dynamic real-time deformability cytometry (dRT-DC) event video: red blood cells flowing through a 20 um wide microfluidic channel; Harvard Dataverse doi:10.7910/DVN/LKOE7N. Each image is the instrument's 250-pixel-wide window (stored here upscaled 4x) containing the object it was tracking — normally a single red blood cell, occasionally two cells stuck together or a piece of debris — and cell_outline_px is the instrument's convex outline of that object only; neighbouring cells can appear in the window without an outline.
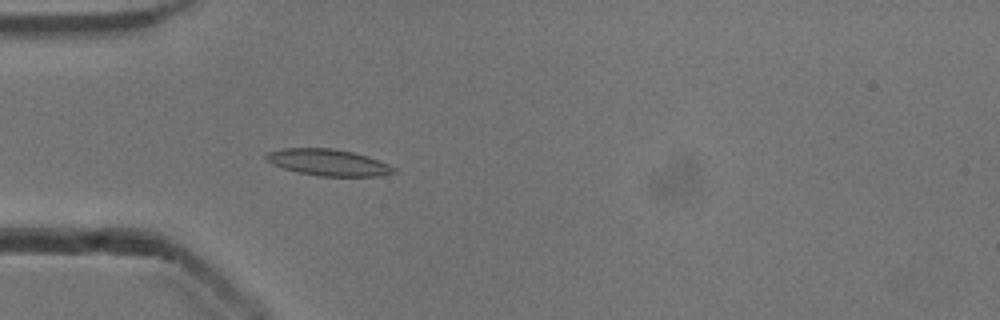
{"species": "common noctule bat (a hibernating species)", "species_latin": "Nyctalus noctula", "temperature_condition": "cold", "stored_images_in_passage": 39, "camera_frame_rate_fps": 3000, "um_per_image_px": 0.085, "animal": {"sex": "male", "body_mass_g": 13.3}, "frame": {"image": 1, "passage_image": 2, "time_ms": 0.333, "image_size_px": [1000, 320], "cell_outline_px": [[400, 172], [376, 176], [320, 176], [300, 172], [284, 168], [272, 164], [264, 156], [268, 152], [284, 148], [332, 148], [352, 152], [368, 156], [388, 164], [396, 168]], "centroid_in_image_um": [27.94, 13.8], "position_along_channel_um": 57.1, "area_um2": 19.59}}
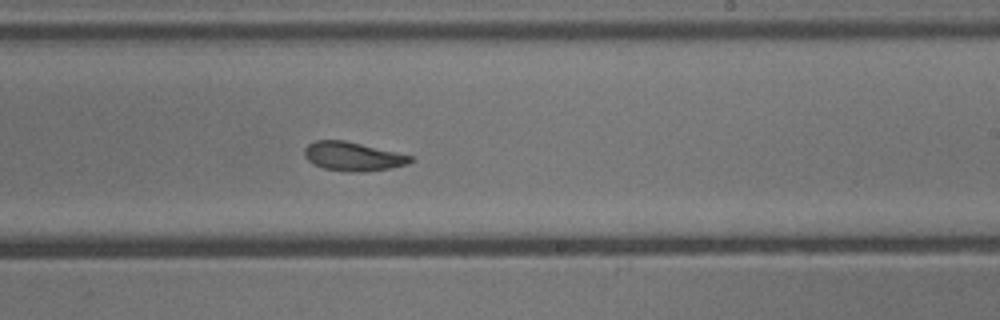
{"frame": {"image": 2, "passage_image": 18, "time_ms": 5.667, "image_size_px": [1000, 320], "cell_outline_px": [[416, 160], [408, 164], [392, 168], [364, 172], [348, 172], [324, 168], [312, 164], [304, 156], [304, 148], [308, 144], [316, 140], [344, 140], [396, 152], [412, 156]], "centroid_in_image_um": [30.0, 13.3], "position_along_channel_um": 259.0, "area_um2": 17.98}}
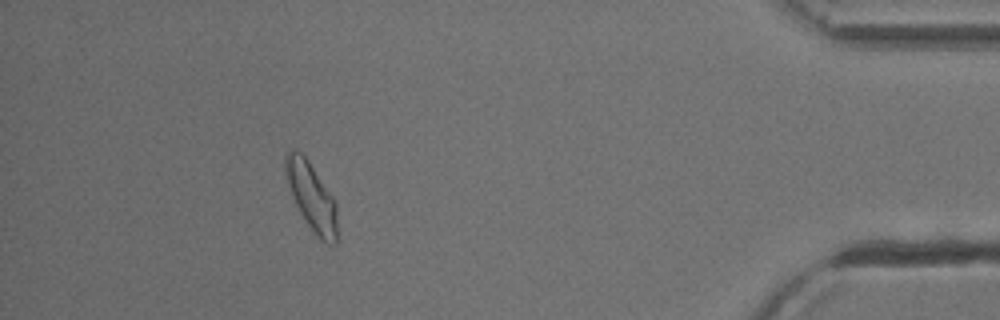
{"frame": {"image": 3, "passage_image": 34, "time_ms": 11.0, "image_size_px": [1000, 320], "cell_outline_px": [[336, 244], [328, 244], [320, 240], [316, 236], [300, 212], [292, 196], [284, 176], [284, 156], [288, 152], [300, 152], [308, 160], [332, 196], [336, 204]], "centroid_in_image_um": [26.45, 16.72], "position_along_channel_um": 408.7, "area_um2": 20.11}, "authors_computed_cell_mechanics": {"area_um2": 18.207, "velocity_mm_per_s": 3.8652, "shape_relaxation_time_tau1_ms": 8.554, "shape_relaxation_time_tau2_ms": 3.6745, "deformation_change_tau1": 0.2095, "deformation_change_tau2": 0.0922}}